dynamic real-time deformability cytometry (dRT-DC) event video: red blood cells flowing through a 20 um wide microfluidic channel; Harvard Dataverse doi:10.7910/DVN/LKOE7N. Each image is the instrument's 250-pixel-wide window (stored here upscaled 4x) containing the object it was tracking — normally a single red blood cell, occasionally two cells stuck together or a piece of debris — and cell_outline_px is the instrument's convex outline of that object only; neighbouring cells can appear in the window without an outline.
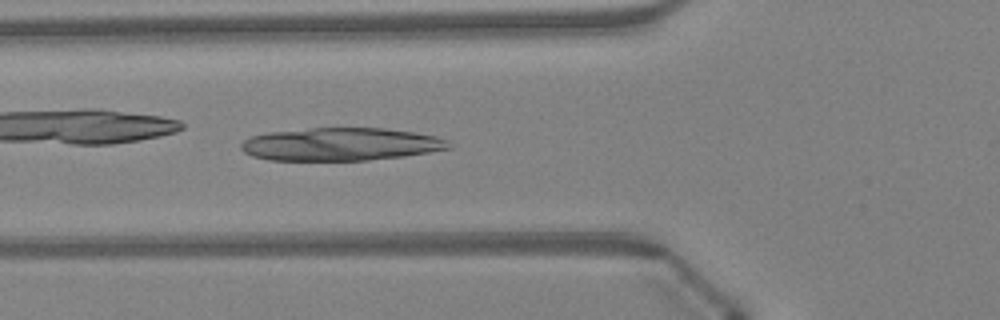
{"species": "Egyptian fruit bat (a non-hibernating species)", "species_latin": "Rousettus aegyptiacus", "temperature_condition": "warm", "stored_images_in_passage": 45, "camera_frame_rate_fps": 3000, "um_per_image_px": 0.085, "animal": {"sex": "female"}, "frame": {"image": 1, "passage_image": 16, "time_ms": 5.0, "image_size_px": [1000, 320], "cell_outline_px": [[452, 148], [404, 156], [368, 160], [268, 160], [252, 156], [244, 152], [240, 148], [240, 144], [244, 140], [252, 136], [268, 132], [312, 128], [384, 128], [416, 132], [436, 136], [448, 140]], "centroid_in_image_um": [28.97, 12.26], "position_along_channel_um": 96.8, "area_um2": 39.88}}
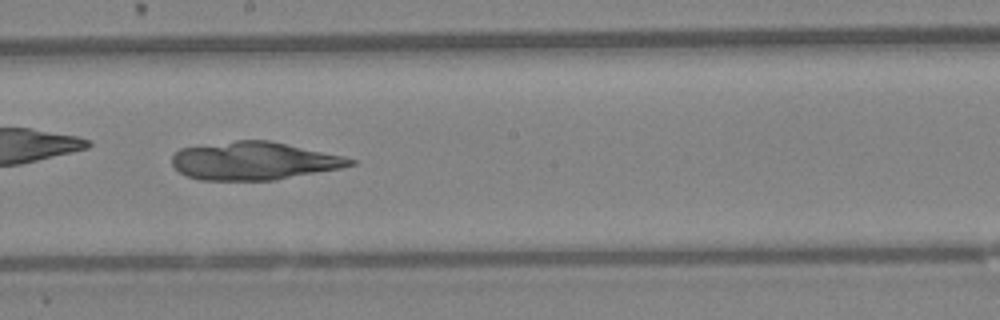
{"frame": {"image": 2, "passage_image": 25, "time_ms": 8.0, "image_size_px": [1000, 320], "cell_outline_px": [[356, 164], [340, 168], [276, 180], [200, 180], [188, 176], [180, 172], [172, 164], [172, 156], [180, 148], [236, 140], [268, 140], [344, 156], [356, 160]], "centroid_in_image_um": [21.59, 13.68], "position_along_channel_um": 226.6, "area_um2": 39.3}}
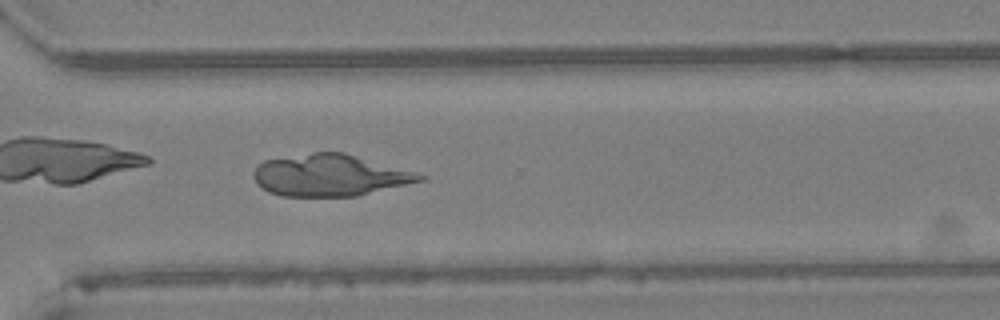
{"frame": {"image": 3, "passage_image": 33, "time_ms": 10.667, "image_size_px": [1000, 320], "cell_outline_px": [[428, 176], [424, 180], [356, 196], [280, 196], [268, 192], [256, 184], [252, 176], [252, 172], [264, 160], [312, 152], [344, 152], [416, 172]], "centroid_in_image_um": [28.01, 14.9], "position_along_channel_um": 342.6, "area_um2": 40.46}}